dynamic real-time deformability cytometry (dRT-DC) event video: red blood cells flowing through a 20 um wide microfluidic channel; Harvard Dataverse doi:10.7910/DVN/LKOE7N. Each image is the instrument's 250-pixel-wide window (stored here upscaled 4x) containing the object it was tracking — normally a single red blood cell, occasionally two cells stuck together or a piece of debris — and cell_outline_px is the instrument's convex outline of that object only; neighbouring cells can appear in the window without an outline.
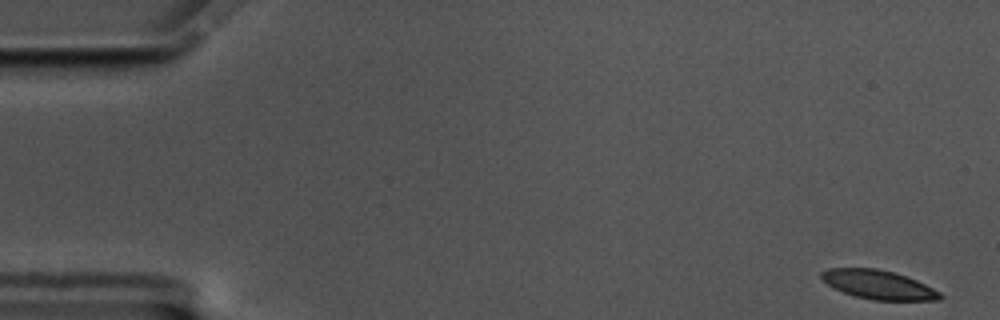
{"species": "common noctule bat (a hibernating species)", "species_latin": "Nyctalus noctula", "temperature_condition": "cold", "stored_images_in_passage": 58, "camera_frame_rate_fps": 3000, "um_per_image_px": 0.085, "animal": {"sex": "male", "body_mass_g": 17.5, "forearm_length_mm": 52.3}, "frame": {"image": 1, "passage_image": 1, "time_ms": 0.0, "image_size_px": [1000, 320], "cell_outline_px": [[944, 296], [940, 300], [872, 300], [856, 296], [844, 292], [820, 280], [820, 272], [828, 268], [876, 268], [892, 272], [916, 280], [940, 292]], "centroid_in_image_um": [74.64, 24.19], "position_along_channel_um": 10.4, "area_um2": 19.83}}
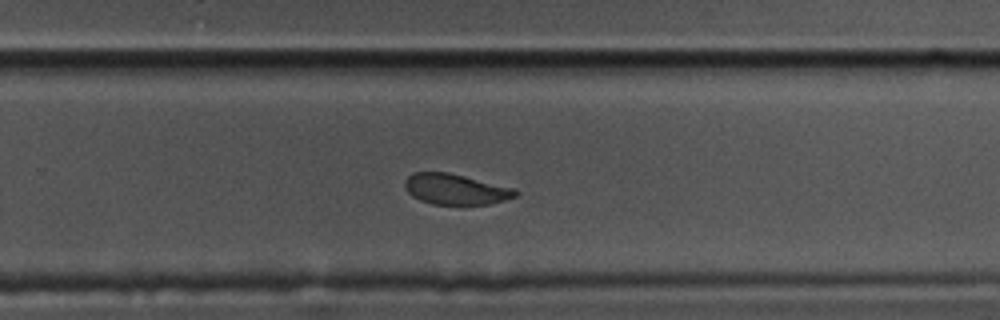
{"frame": {"image": 2, "passage_image": 37, "time_ms": 12.0, "image_size_px": [1000, 320], "cell_outline_px": [[520, 192], [516, 196], [492, 204], [432, 204], [420, 200], [412, 196], [404, 188], [404, 180], [412, 172], [448, 172], [516, 188]], "centroid_in_image_um": [38.73, 16.08], "position_along_channel_um": 291.1, "area_um2": 19.94}}
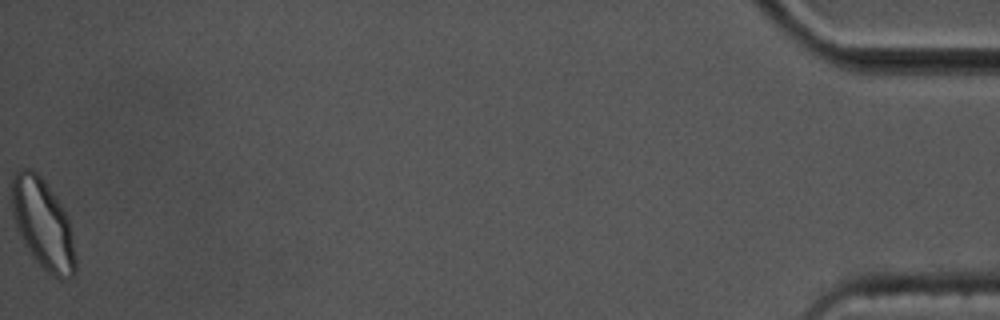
{"frame": {"image": 3, "passage_image": 58, "time_ms": 19.0, "image_size_px": [1000, 320], "cell_outline_px": [[76, 272], [72, 280], [60, 280], [52, 276], [36, 260], [20, 236], [12, 216], [12, 176], [16, 168], [32, 168], [44, 180], [56, 196], [64, 208], [68, 216], [72, 232], [76, 256]], "centroid_in_image_um": [3.68, 19.04], "position_along_channel_um": 431.5, "area_um2": 33.93}, "authors_computed_cell_mechanics": {"area_um2": 21.2993, "velocity_mm_per_s": 3.4227, "shape_relaxation_time_tau1_ms": 4.6749, "shape_relaxation_time_tau2_ms": 3.4992, "deformation_change_tau1": 0.1189, "deformation_change_tau2": 0.0784}}